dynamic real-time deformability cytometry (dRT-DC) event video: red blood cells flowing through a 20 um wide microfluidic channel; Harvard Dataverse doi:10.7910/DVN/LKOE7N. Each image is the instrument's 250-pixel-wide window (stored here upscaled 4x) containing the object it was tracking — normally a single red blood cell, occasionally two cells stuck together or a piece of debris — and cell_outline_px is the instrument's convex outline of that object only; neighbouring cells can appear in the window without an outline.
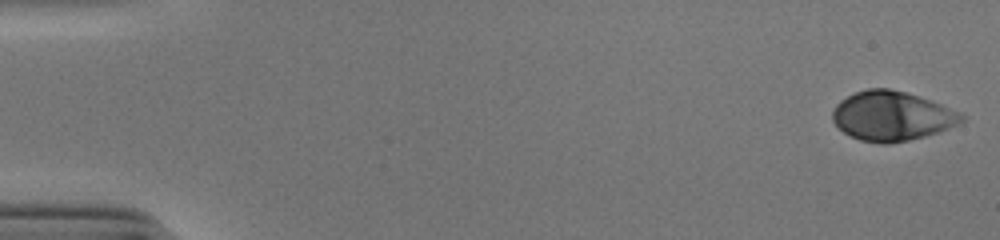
{"species": "human", "species_latin": "Homo sapiens", "temperature_condition": "cold", "stored_images_in_passage": 53, "camera_frame_rate_fps": 3000, "um_per_image_px": 0.085, "donor": {"sex": "male"}, "frame": {"image": 1, "passage_image": 1, "time_ms": 0.0, "image_size_px": [1000, 240], "cell_outline_px": [[964, 120], [948, 128], [924, 136], [908, 140], [888, 144], [880, 144], [860, 140], [844, 132], [832, 120], [832, 108], [840, 100], [856, 92], [868, 88], [888, 88], [904, 92], [940, 104], [960, 112], [964, 116]], "centroid_in_image_um": [75.77, 9.86], "position_along_channel_um": 9.2, "area_um2": 36.76}}
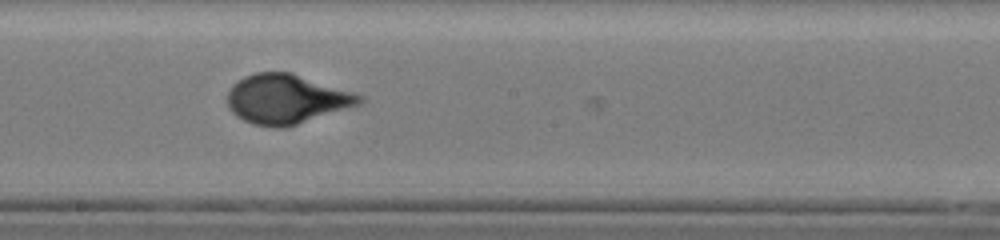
{"frame": {"image": 2, "passage_image": 30, "time_ms": 9.667, "image_size_px": [1000, 240], "cell_outline_px": [[364, 100], [360, 104], [284, 128], [272, 128], [252, 124], [236, 116], [228, 108], [228, 92], [232, 84], [244, 76], [256, 72], [288, 72], [352, 92], [364, 96]], "centroid_in_image_um": [24.29, 8.43], "position_along_channel_um": 223.9, "area_um2": 37.69}}
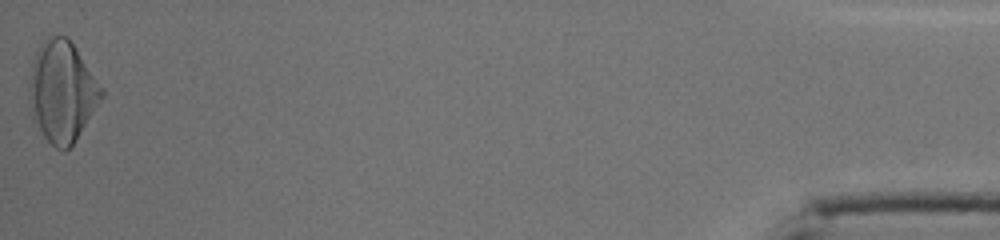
{"frame": {"image": 3, "passage_image": 53, "time_ms": 17.333, "image_size_px": [1000, 240], "cell_outline_px": [[104, 96], [72, 144], [64, 152], [56, 148], [44, 136], [32, 120], [28, 96], [28, 88], [32, 64], [36, 52], [40, 44], [48, 36], [64, 36], [76, 48], [104, 88]], "centroid_in_image_um": [5.27, 7.78], "position_along_channel_um": 429.9, "area_um2": 42.37}, "authors_computed_cell_mechanics": {"area_um2": 36.8764, "velocity_mm_per_s": 3.8575, "shape_relaxation_time_tau1_ms": 4.9888, "shape_relaxation_time_tau2_ms": null, "deformation_change_tau1": 0.2155, "deformation_change_tau2": null}}